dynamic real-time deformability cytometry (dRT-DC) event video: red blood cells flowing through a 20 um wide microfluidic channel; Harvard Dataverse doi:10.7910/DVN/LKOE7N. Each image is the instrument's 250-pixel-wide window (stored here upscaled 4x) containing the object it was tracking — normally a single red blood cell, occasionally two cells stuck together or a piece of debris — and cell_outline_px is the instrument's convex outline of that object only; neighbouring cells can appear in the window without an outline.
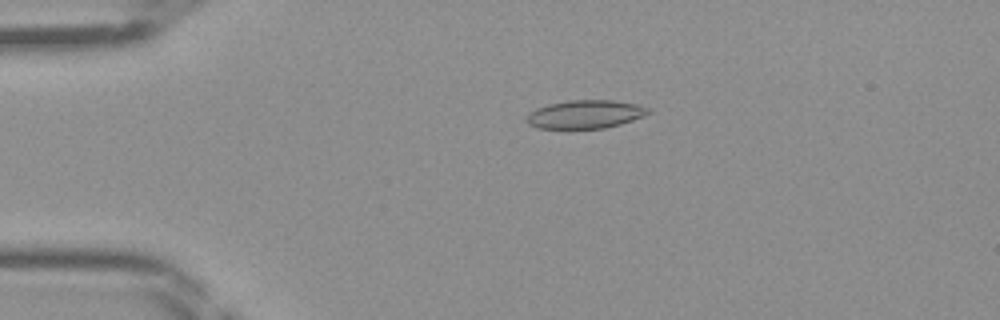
{"species": "Egyptian fruit bat (a non-hibernating species)", "species_latin": "Rousettus aegyptiacus", "temperature_condition": "room temperature", "stored_images_in_passage": 45, "camera_frame_rate_fps": 3000, "um_per_image_px": 0.085, "frame": {"image": 1, "passage_image": 10, "time_ms": 3.0, "image_size_px": [1000, 320], "cell_outline_px": [[652, 112], [644, 116], [620, 124], [604, 128], [536, 128], [528, 124], [524, 120], [528, 112], [536, 108], [548, 104], [568, 100], [612, 100], [636, 104], [648, 108]], "centroid_in_image_um": [49.7, 9.71], "position_along_channel_um": 35.3, "area_um2": 20.17}}
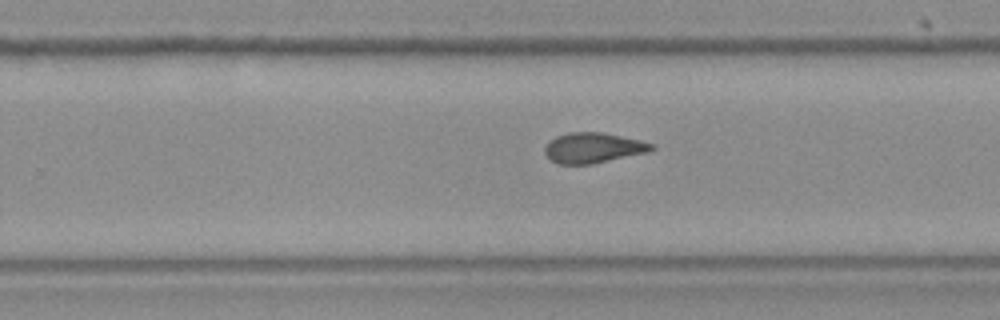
{"frame": {"image": 2, "passage_image": 29, "time_ms": 9.333, "image_size_px": [1000, 320], "cell_outline_px": [[656, 148], [648, 152], [592, 164], [556, 164], [544, 152], [544, 148], [556, 136], [568, 132], [600, 132], [640, 140], [656, 144]], "centroid_in_image_um": [50.45, 12.57], "position_along_channel_um": 279.4, "area_um2": 18.79}}
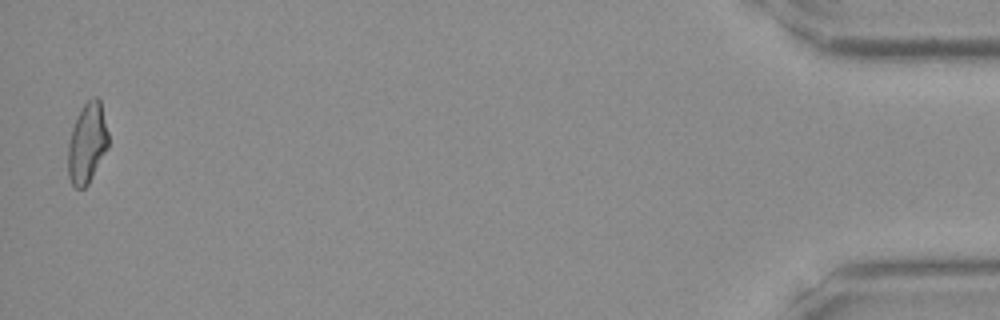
{"frame": {"image": 3, "passage_image": 45, "time_ms": 14.667, "image_size_px": [1000, 320], "cell_outline_px": [[108, 148], [88, 184], [84, 188], [76, 188], [72, 184], [68, 176], [68, 144], [72, 128], [84, 104], [92, 96], [96, 96], [100, 100], [108, 132]], "centroid_in_image_um": [7.41, 12.18], "position_along_channel_um": 427.8, "area_um2": 18.73}}